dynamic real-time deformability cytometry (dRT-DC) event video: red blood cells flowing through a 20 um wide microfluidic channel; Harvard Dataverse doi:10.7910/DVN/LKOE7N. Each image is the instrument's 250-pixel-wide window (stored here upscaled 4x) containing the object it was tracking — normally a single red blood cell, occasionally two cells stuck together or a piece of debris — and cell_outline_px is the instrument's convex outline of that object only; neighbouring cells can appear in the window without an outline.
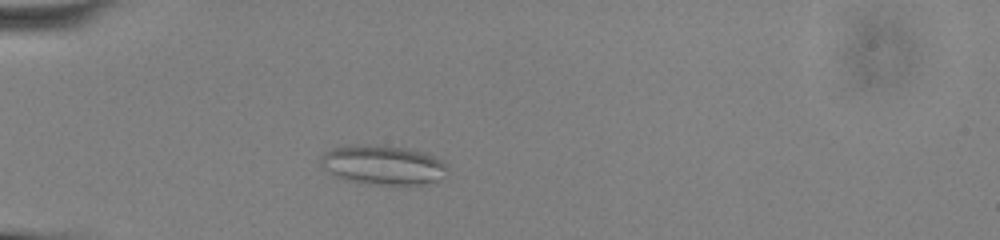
{"species": "common noctule bat (a hibernating species)", "species_latin": "Nyctalus noctula", "temperature_condition": "cold", "stored_images_in_passage": 46, "camera_frame_rate_fps": 3000, "um_per_image_px": 0.085, "animal": {"sex": "male", "body_mass_g": 13.0, "forearm_length_mm": 53.1}, "frame": {"image": 1, "passage_image": 9, "time_ms": 2.667, "image_size_px": [1000, 240], "cell_outline_px": [[448, 168], [436, 180], [420, 184], [368, 184], [348, 180], [336, 176], [320, 168], [320, 156], [324, 152], [332, 148], [404, 148], [424, 152], [448, 164]], "centroid_in_image_um": [32.52, 14.07], "position_along_channel_um": 52.5, "area_um2": 27.69}}
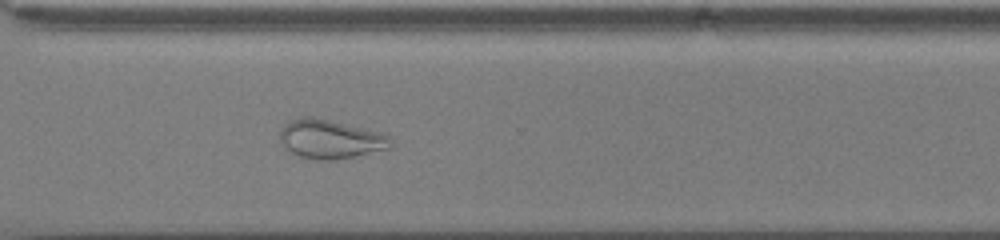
{"frame": {"image": 2, "passage_image": 33, "time_ms": 10.667, "image_size_px": [1000, 240], "cell_outline_px": [[392, 148], [336, 160], [316, 160], [300, 156], [284, 148], [280, 140], [280, 132], [284, 124], [288, 120], [304, 116], [312, 116], [380, 132], [388, 136], [392, 144]], "centroid_in_image_um": [28.05, 11.83], "position_along_channel_um": 342.5, "area_um2": 25.14}}
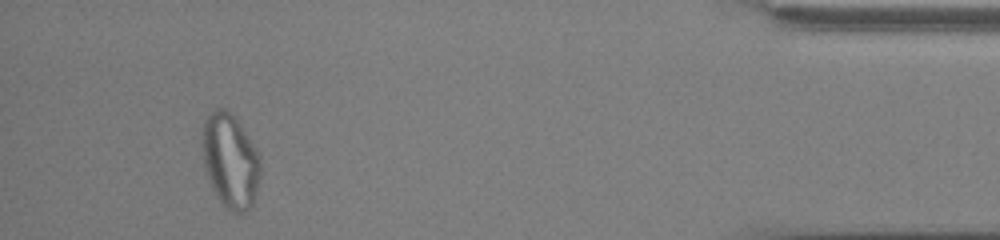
{"frame": {"image": 3, "passage_image": 43, "time_ms": 14.0, "image_size_px": [1000, 240], "cell_outline_px": [[260, 176], [252, 204], [244, 212], [232, 212], [216, 196], [212, 188], [204, 164], [200, 140], [200, 136], [204, 120], [208, 112], [216, 108], [224, 108], [232, 112], [260, 152]], "centroid_in_image_um": [19.56, 13.58], "position_along_channel_um": 415.6, "area_um2": 32.37}, "authors_computed_cell_mechanics": {"area_um2": 27.9463, "velocity_mm_per_s": 3.8761, "shape_relaxation_time_tau1_ms": null, "shape_relaxation_time_tau2_ms": 2.0828, "deformation_change_tau1": null, "deformation_change_tau2": 0.079}}